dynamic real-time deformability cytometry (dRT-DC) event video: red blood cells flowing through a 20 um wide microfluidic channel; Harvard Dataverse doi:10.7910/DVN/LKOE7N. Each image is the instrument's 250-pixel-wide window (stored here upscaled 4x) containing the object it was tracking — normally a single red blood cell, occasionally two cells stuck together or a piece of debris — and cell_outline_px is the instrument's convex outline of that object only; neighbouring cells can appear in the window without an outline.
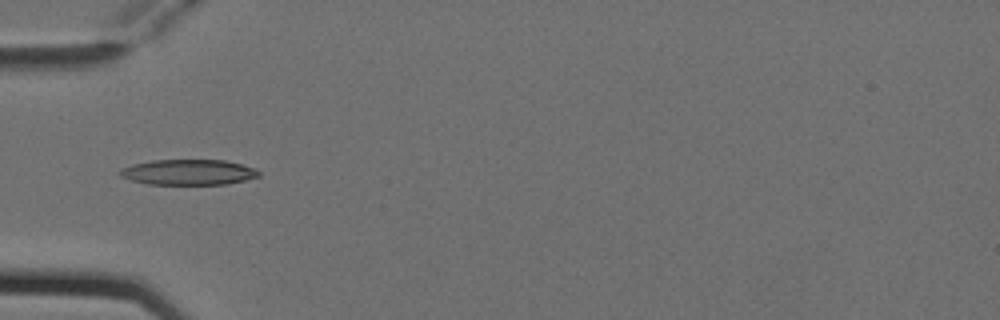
{"species": "Egyptian fruit bat (a non-hibernating species)", "species_latin": "Rousettus aegyptiacus", "temperature_condition": "cold", "stored_images_in_passage": 6, "camera_frame_rate_fps": 3000, "um_per_image_px": 0.085, "animal": {"sex": "female"}, "frame": {"image": 1, "passage_image": 4, "time_ms": 1.0, "image_size_px": [1000, 320], "cell_outline_px": [[260, 176], [228, 184], [148, 184], [132, 180], [120, 176], [116, 172], [120, 168], [132, 164], [152, 160], [224, 160], [256, 168], [260, 172]], "centroid_in_image_um": [15.99, 14.63], "position_along_channel_um": 69.0, "area_um2": 20.69}}
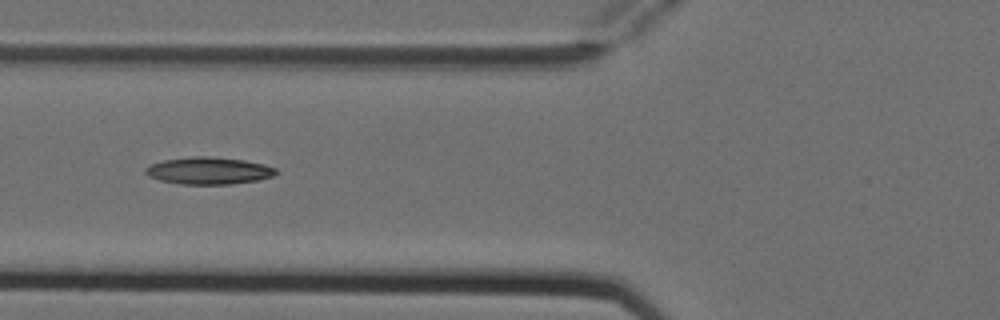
{"frame": {"image": 2, "passage_image": 5, "time_ms": 1.333, "image_size_px": [1000, 320], "cell_outline_px": [[280, 172], [272, 176], [256, 180], [232, 184], [180, 184], [160, 180], [148, 176], [144, 172], [144, 168], [152, 164], [164, 160], [192, 156], [208, 156], [244, 160], [264, 164], [276, 168]], "centroid_in_image_um": [17.74, 14.51], "position_along_channel_um": 108.1, "area_um2": 20.63}}
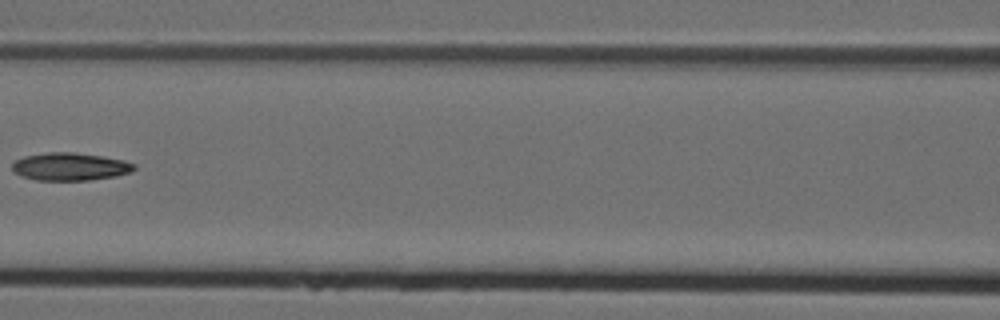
{"frame": {"image": 3, "passage_image": 6, "time_ms": 1.667, "image_size_px": [1000, 320], "cell_outline_px": [[136, 168], [132, 172], [116, 176], [88, 180], [36, 180], [24, 176], [16, 172], [12, 168], [12, 164], [16, 160], [24, 156], [48, 152], [72, 152], [100, 156], [124, 160], [136, 164]], "centroid_in_image_um": [6.0, 14.16], "position_along_channel_um": 160.6, "area_um2": 19.59}}